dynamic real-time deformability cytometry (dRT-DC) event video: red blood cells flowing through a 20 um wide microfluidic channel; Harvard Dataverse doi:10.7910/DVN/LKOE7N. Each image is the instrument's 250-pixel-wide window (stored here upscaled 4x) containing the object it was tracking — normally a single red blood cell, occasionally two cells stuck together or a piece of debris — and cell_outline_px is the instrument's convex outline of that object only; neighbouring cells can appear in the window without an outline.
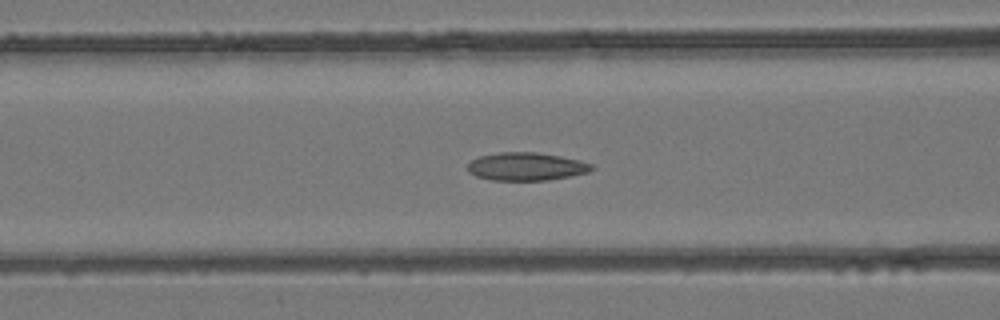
{"species": "common noctule bat (a hibernating species)", "species_latin": "Nyctalus noctula", "temperature_condition": "room temperature", "stored_images_in_passage": 30, "camera_frame_rate_fps": 3000, "um_per_image_px": 0.085, "animal": {"sex": "female", "body_mass_g": 24.6, "forearm_length_mm": 56.2}, "frame": {"image": 1, "passage_image": 9, "time_ms": 2.667, "image_size_px": [1000, 320], "cell_outline_px": [[596, 168], [588, 172], [548, 180], [492, 180], [476, 176], [468, 172], [468, 164], [472, 160], [480, 156], [500, 152], [536, 152], [560, 156], [580, 160], [592, 164]], "centroid_in_image_um": [44.74, 14.15], "position_along_channel_um": 121.9, "area_um2": 20.17}}
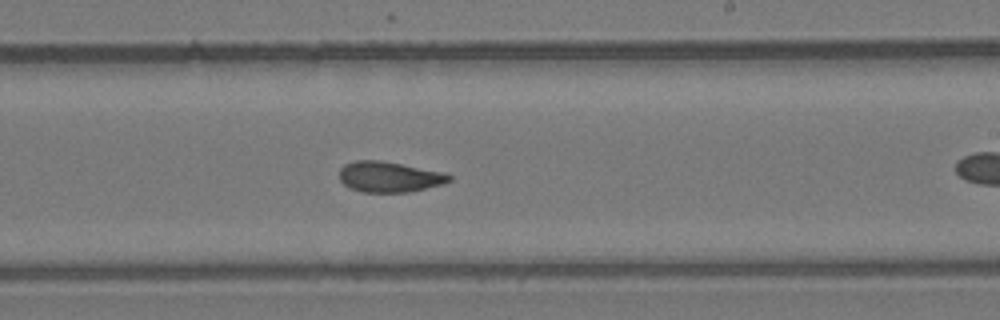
{"frame": {"image": 2, "passage_image": 18, "time_ms": 5.667, "image_size_px": [1000, 320], "cell_outline_px": [[452, 180], [444, 184], [408, 192], [364, 192], [352, 188], [344, 184], [340, 180], [340, 168], [344, 164], [356, 160], [380, 160], [448, 172], [452, 176]], "centroid_in_image_um": [33.15, 15.02], "position_along_channel_um": 255.9, "area_um2": 19.77}}
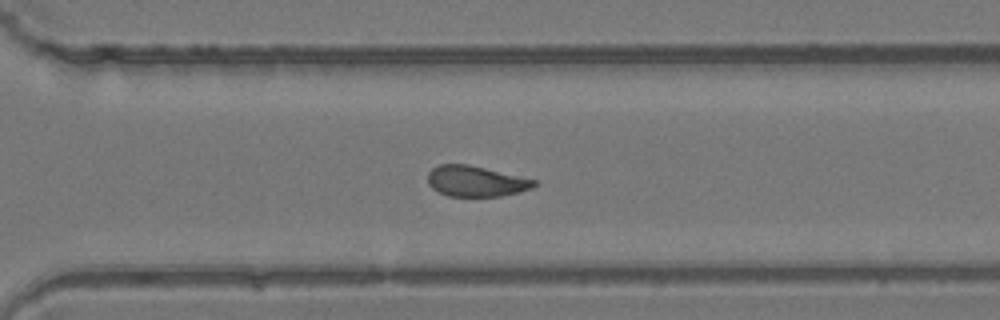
{"frame": {"image": 3, "passage_image": 23, "time_ms": 7.333, "image_size_px": [1000, 320], "cell_outline_px": [[536, 184], [532, 188], [520, 192], [500, 196], [448, 196], [436, 192], [428, 184], [428, 172], [432, 168], [440, 164], [468, 164], [536, 180]], "centroid_in_image_um": [40.41, 15.41], "position_along_channel_um": 330.2, "area_um2": 19.02}}